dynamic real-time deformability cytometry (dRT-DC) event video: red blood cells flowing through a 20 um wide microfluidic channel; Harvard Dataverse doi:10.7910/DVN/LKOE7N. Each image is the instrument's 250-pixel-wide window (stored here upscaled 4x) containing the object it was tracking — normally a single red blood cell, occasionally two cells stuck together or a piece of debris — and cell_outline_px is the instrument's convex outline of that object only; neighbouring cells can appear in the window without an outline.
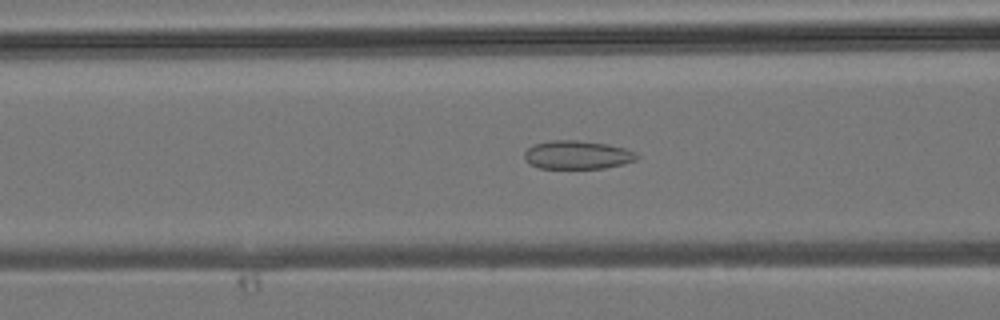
{"species": "common noctule bat (a hibernating species)", "species_latin": "Nyctalus noctula", "temperature_condition": "room temperature", "stored_images_in_passage": 35, "segment_of_instrument_passage": [1, 2], "camera_frame_rate_fps": 3000, "um_per_image_px": 0.085, "animal": {"sex": "male", "body_mass_g": 19.2, "forearm_length_mm": 51.8}, "frame": {"image": 1, "passage_image": 8, "time_ms": 2.333, "image_size_px": [1000, 320], "cell_outline_px": [[640, 156], [636, 160], [624, 164], [604, 168], [540, 168], [528, 164], [524, 160], [524, 152], [528, 148], [536, 144], [552, 140], [576, 140], [608, 144], [624, 148], [636, 152]], "centroid_in_image_um": [49.08, 13.17], "position_along_channel_um": 117.5, "area_um2": 18.73}}
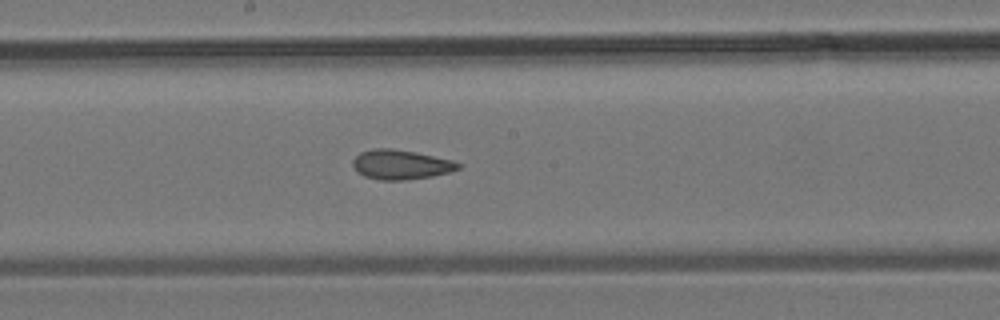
{"frame": {"image": 2, "passage_image": 14, "time_ms": 4.333, "image_size_px": [1000, 320], "cell_outline_px": [[464, 164], [460, 168], [448, 172], [432, 176], [404, 180], [380, 180], [364, 176], [356, 172], [352, 164], [352, 160], [360, 152], [372, 148], [392, 148], [416, 152], [452, 160]], "centroid_in_image_um": [34.05, 13.98], "position_along_channel_um": 214.1, "area_um2": 18.32}}
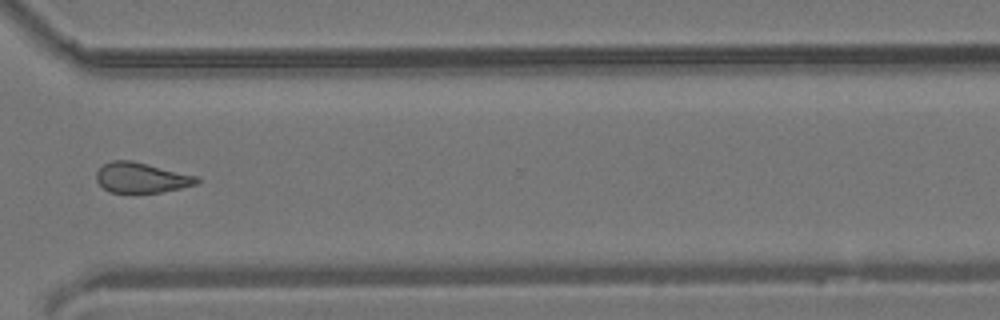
{"frame": {"image": 3, "passage_image": 23, "time_ms": 7.333, "image_size_px": [1000, 320], "cell_outline_px": [[200, 180], [196, 184], [180, 188], [160, 192], [108, 192], [96, 180], [96, 172], [104, 164], [112, 160], [132, 160], [200, 176]], "centroid_in_image_um": [12.04, 15.09], "position_along_channel_um": 358.6, "area_um2": 17.74}}